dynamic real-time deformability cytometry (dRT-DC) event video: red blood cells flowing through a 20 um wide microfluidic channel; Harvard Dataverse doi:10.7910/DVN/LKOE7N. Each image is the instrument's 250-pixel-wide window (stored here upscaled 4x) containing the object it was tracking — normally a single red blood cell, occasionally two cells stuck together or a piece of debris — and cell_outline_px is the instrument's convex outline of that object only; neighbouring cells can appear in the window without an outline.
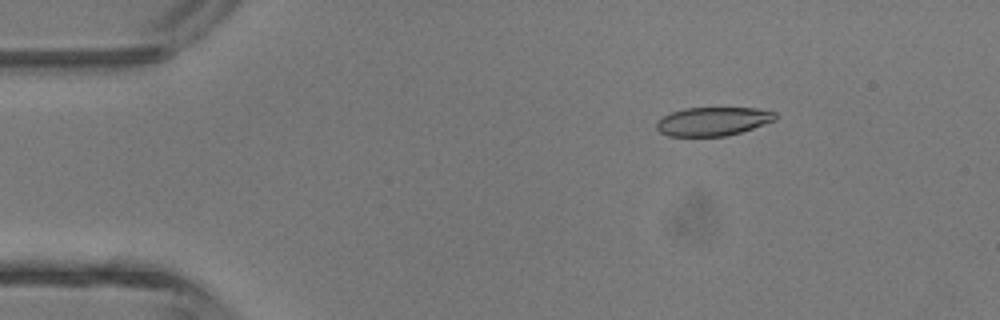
{"species": "common noctule bat (a hibernating species)", "species_latin": "Nyctalus noctula", "temperature_condition": "room temperature", "stored_images_in_passage": 5, "camera_frame_rate_fps": 3000, "um_per_image_px": 0.085, "animal": {"sex": "male", "body_mass_g": 13.3}, "frame": {"image": 1, "passage_image": 2, "time_ms": 1.0, "image_size_px": [1000, 320], "cell_outline_px": [[776, 120], [740, 132], [724, 136], [668, 136], [660, 132], [656, 128], [656, 120], [672, 112], [684, 108], [756, 108], [776, 112]], "centroid_in_image_um": [60.58, 10.31], "position_along_channel_um": 24.4, "area_um2": 19.77}}
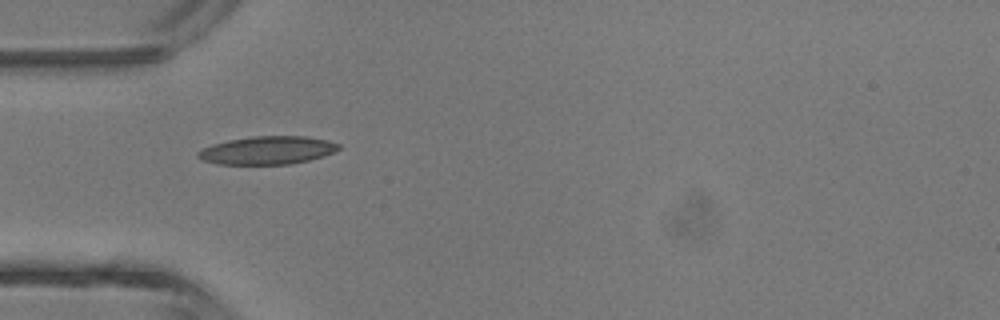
{"frame": {"image": 2, "passage_image": 4, "time_ms": 3.333, "image_size_px": [1000, 320], "cell_outline_px": [[340, 148], [324, 156], [308, 160], [288, 164], [216, 164], [200, 160], [196, 156], [196, 152], [212, 144], [228, 140], [252, 136], [304, 136], [328, 140], [340, 144]], "centroid_in_image_um": [22.69, 12.77], "position_along_channel_um": 62.3, "area_um2": 23.06}}
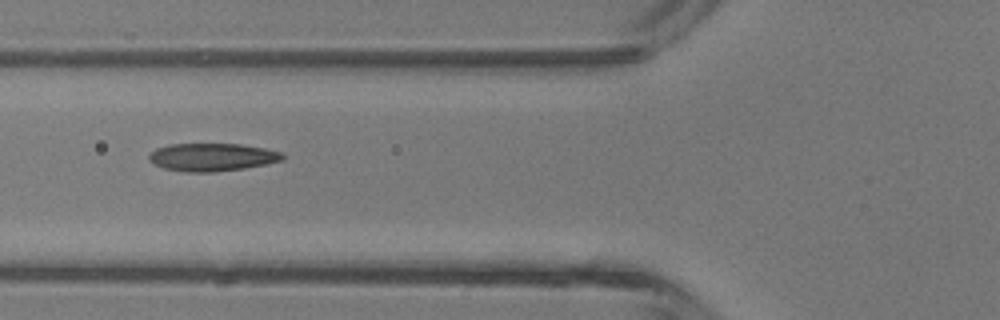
{"frame": {"image": 3, "passage_image": 5, "time_ms": 4.333, "image_size_px": [1000, 320], "cell_outline_px": [[284, 160], [268, 164], [244, 168], [212, 172], [188, 172], [164, 168], [148, 160], [148, 156], [156, 148], [168, 144], [240, 144], [264, 148], [284, 152]], "centroid_in_image_um": [18.07, 13.35], "position_along_channel_um": 107.7, "area_um2": 21.73}}